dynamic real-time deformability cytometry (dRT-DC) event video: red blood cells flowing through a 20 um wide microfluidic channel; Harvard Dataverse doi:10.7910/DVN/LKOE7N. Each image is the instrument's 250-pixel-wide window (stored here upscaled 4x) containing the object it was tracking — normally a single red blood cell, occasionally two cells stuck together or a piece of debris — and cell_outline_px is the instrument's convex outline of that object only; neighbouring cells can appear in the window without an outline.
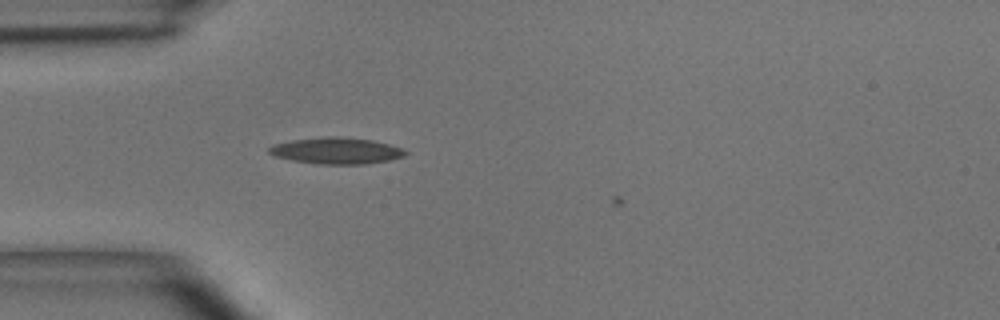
{"species": "common noctule bat (a hibernating species)", "species_latin": "Nyctalus noctula", "temperature_condition": "room temperature", "stored_images_in_passage": 7, "camera_frame_rate_fps": 3000, "um_per_image_px": 0.085, "animal": {"sex": "male", "body_mass_g": 15.6}, "frame": {"image": 1, "passage_image": 4, "time_ms": 1.0, "image_size_px": [1000, 320], "cell_outline_px": [[408, 152], [404, 156], [388, 160], [364, 164], [320, 164], [292, 160], [276, 156], [268, 152], [268, 148], [272, 144], [292, 140], [324, 136], [340, 136], [372, 140], [388, 144], [400, 148]], "centroid_in_image_um": [28.56, 12.8], "position_along_channel_um": 56.4, "area_um2": 20.87}}